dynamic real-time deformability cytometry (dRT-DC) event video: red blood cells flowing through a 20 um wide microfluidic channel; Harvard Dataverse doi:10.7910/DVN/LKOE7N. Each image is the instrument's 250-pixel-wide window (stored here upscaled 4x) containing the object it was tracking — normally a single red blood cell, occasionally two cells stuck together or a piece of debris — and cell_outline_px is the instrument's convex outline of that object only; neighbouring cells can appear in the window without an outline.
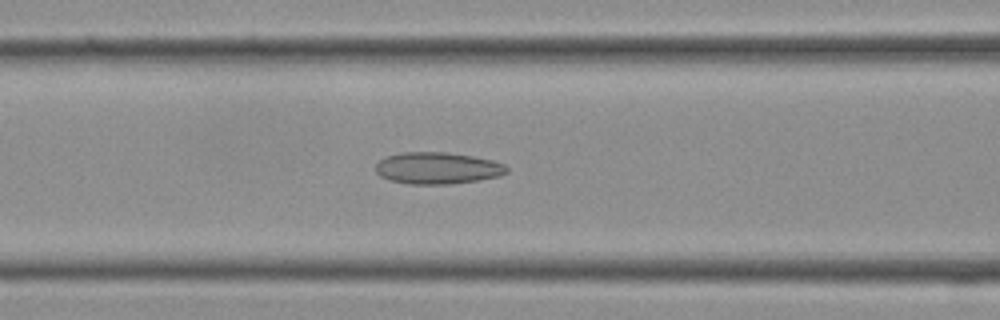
{"species": "Egyptian fruit bat (a non-hibernating species)", "species_latin": "Rousettus aegyptiacus", "temperature_condition": "cold", "stored_images_in_passage": 37, "camera_frame_rate_fps": 3000, "um_per_image_px": 0.085, "frame": {"image": 1, "passage_image": 15, "time_ms": 4.667, "image_size_px": [1000, 320], "cell_outline_px": [[508, 172], [500, 176], [476, 180], [448, 184], [408, 184], [392, 180], [380, 176], [376, 172], [376, 164], [380, 160], [388, 156], [400, 152], [448, 152], [472, 156], [492, 160], [504, 164], [508, 168]], "centroid_in_image_um": [37.19, 14.28], "position_along_channel_um": 129.4, "area_um2": 24.16}}
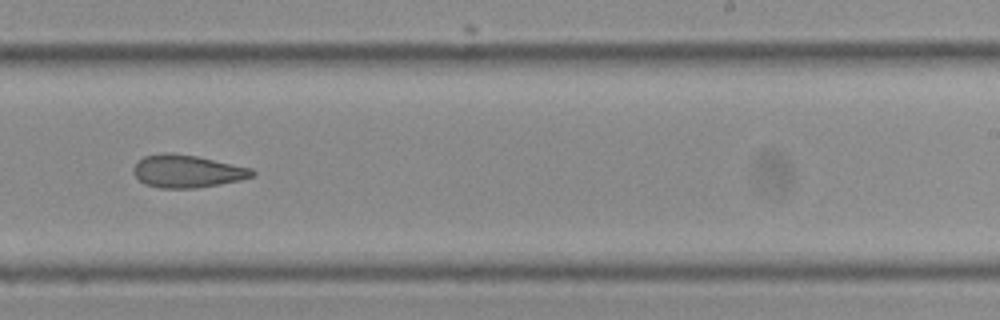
{"frame": {"image": 2, "passage_image": 23, "time_ms": 7.333, "image_size_px": [1000, 320], "cell_outline_px": [[256, 176], [240, 180], [220, 184], [196, 188], [160, 188], [144, 184], [132, 172], [132, 168], [144, 156], [160, 152], [172, 152], [196, 156], [252, 168], [256, 172]], "centroid_in_image_um": [15.91, 14.55], "position_along_channel_um": 273.1, "area_um2": 22.77}}
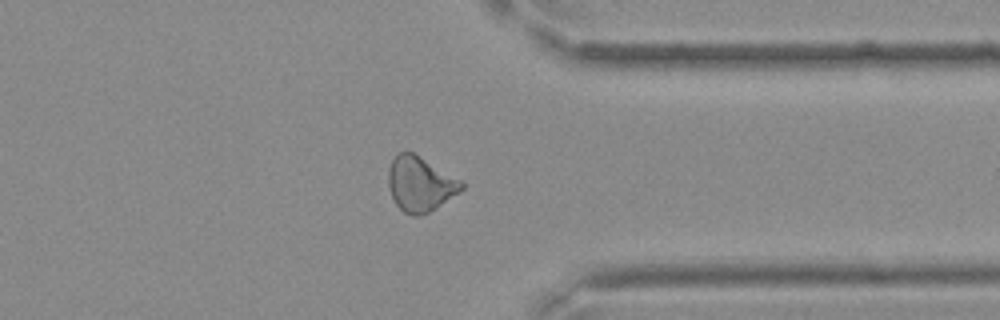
{"frame": {"image": 3, "passage_image": 29, "time_ms": 9.333, "image_size_px": [1000, 320], "cell_outline_px": [[464, 188], [428, 212], [420, 216], [412, 216], [404, 212], [396, 204], [392, 196], [388, 184], [388, 168], [392, 160], [400, 152], [412, 152], [460, 180], [464, 184]], "centroid_in_image_um": [35.67, 15.65], "position_along_channel_um": 375.7, "area_um2": 22.77}}